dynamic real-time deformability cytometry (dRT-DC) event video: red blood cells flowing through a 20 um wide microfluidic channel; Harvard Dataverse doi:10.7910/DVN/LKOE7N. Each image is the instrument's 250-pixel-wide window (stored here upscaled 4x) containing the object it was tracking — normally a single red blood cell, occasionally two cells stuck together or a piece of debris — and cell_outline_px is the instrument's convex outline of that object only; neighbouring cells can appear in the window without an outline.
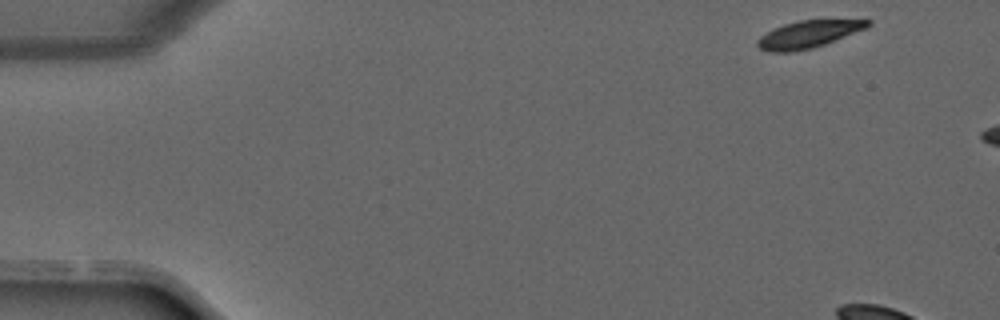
{"species": "common noctule bat (a hibernating species)", "species_latin": "Nyctalus noctula", "temperature_condition": "warm", "stored_images_in_passage": 6, "camera_frame_rate_fps": 3000, "um_per_image_px": 0.085, "animal": {"sex": "male", "forearm_length_mm": 52.5}, "frame": {"image": 1, "passage_image": 1, "time_ms": 0.0, "image_size_px": [1000, 320], "cell_outline_px": [[872, 24], [864, 28], [824, 44], [812, 48], [788, 52], [768, 52], [760, 48], [756, 44], [756, 40], [760, 36], [784, 24], [800, 20], [872, 20]], "centroid_in_image_um": [68.66, 2.92], "position_along_channel_um": 16.3, "area_um2": 17.05}}